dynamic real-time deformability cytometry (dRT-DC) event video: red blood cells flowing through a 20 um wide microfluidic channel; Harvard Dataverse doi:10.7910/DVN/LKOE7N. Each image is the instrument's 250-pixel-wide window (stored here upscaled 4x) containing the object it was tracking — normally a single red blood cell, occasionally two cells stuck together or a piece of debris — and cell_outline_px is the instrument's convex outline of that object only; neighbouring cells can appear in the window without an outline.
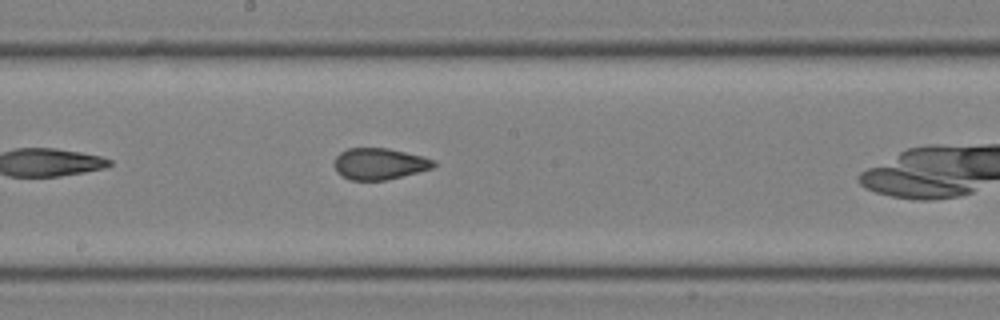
{"species": "common noctule bat (a hibernating species)", "species_latin": "Nyctalus noctula", "temperature_condition": "room temperature", "stored_images_in_passage": 21, "camera_frame_rate_fps": 3000, "um_per_image_px": 0.085, "animal": {"sex": "male", "body_mass_g": 19.0, "forearm_length_mm": 50.8}, "frame": {"image": 1, "passage_image": 10, "time_ms": 3.0, "image_size_px": [1000, 320], "cell_outline_px": [[436, 164], [432, 168], [384, 180], [348, 180], [336, 172], [336, 156], [340, 152], [348, 148], [388, 148], [420, 156], [432, 160]], "centroid_in_image_um": [32.2, 13.92], "position_along_channel_um": 216.0, "area_um2": 17.8}}